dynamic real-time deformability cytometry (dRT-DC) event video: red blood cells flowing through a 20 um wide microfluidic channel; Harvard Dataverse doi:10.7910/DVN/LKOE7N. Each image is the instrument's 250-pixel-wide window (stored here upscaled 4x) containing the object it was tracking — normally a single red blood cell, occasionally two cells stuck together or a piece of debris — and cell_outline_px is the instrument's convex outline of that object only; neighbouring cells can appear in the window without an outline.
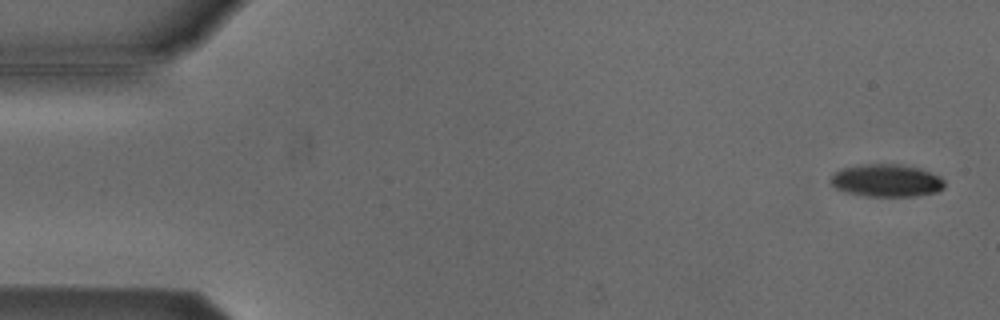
{"species": "Egyptian fruit bat (a non-hibernating species)", "species_latin": "Rousettus aegyptiacus", "temperature_condition": "cold", "stored_images_in_passage": 8, "camera_frame_rate_fps": 3000, "um_per_image_px": 0.085, "animal": {"sex": "male"}, "frame": {"image": 1, "passage_image": 2, "time_ms": 0.333, "image_size_px": [1000, 320], "cell_outline_px": [[944, 188], [936, 192], [916, 196], [864, 196], [844, 192], [836, 188], [828, 180], [840, 168], [864, 164], [900, 164], [920, 168], [940, 176], [944, 180]], "centroid_in_image_um": [75.34, 15.34], "position_along_channel_um": 9.7, "area_um2": 21.79}}